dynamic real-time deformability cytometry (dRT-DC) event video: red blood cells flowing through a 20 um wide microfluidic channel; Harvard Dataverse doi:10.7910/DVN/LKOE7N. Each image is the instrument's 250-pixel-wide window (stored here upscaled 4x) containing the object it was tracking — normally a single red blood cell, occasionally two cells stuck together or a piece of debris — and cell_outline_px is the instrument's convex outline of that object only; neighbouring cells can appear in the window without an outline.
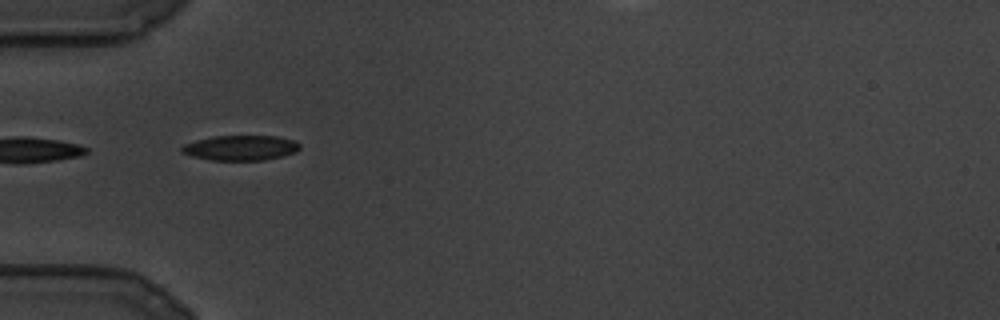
{"species": "common noctule bat (a hibernating species)", "species_latin": "Nyctalus noctula", "temperature_condition": "cold", "stored_images_in_passage": 65, "camera_frame_rate_fps": 3000, "um_per_image_px": 0.085, "animal": {"sex": "male", "body_mass_g": 19.5, "forearm_length_mm": 54.6}, "frame": {"image": 1, "passage_image": 1, "time_ms": 0.0, "image_size_px": [1000, 320], "cell_outline_px": [[300, 148], [296, 152], [284, 156], [264, 160], [212, 160], [192, 156], [180, 152], [180, 148], [184, 144], [196, 140], [212, 136], [276, 136], [296, 140], [300, 144]], "centroid_in_image_um": [20.47, 12.56], "position_along_channel_um": 64.5, "area_um2": 17.4}}
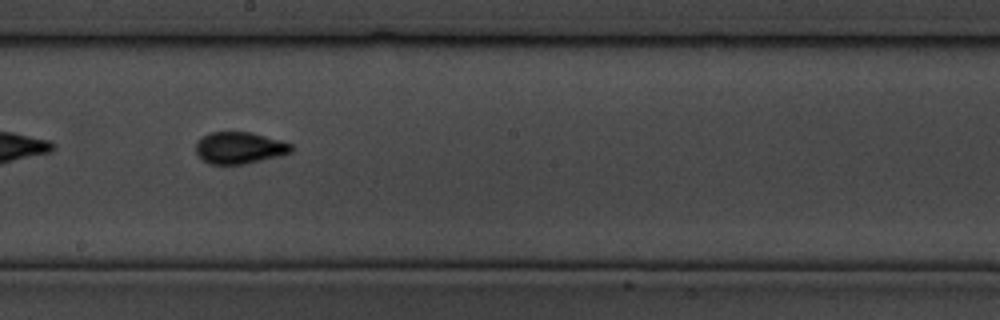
{"frame": {"image": 2, "passage_image": 27, "time_ms": 8.667, "image_size_px": [1000, 320], "cell_outline_px": [[292, 152], [244, 164], [208, 164], [196, 152], [196, 140], [200, 136], [208, 132], [252, 132], [280, 140], [292, 144]], "centroid_in_image_um": [20.31, 12.55], "position_along_channel_um": 227.9, "area_um2": 17.63}}
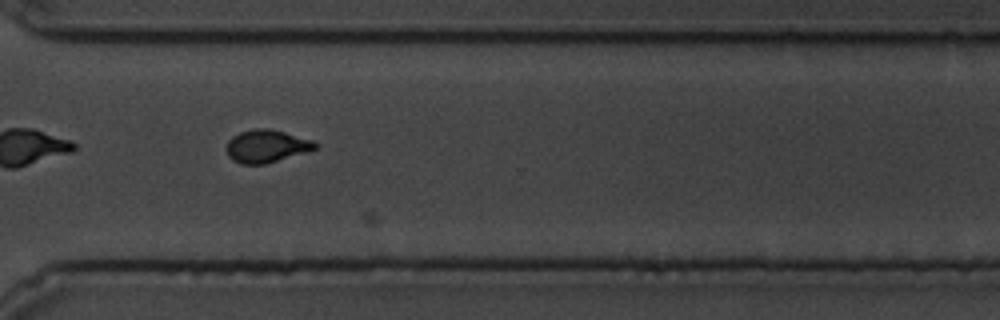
{"frame": {"image": 3, "passage_image": 46, "time_ms": 15.0, "image_size_px": [1000, 320], "cell_outline_px": [[316, 148], [304, 152], [264, 164], [240, 164], [232, 160], [228, 156], [228, 140], [232, 136], [240, 132], [256, 128], [264, 128], [284, 132], [312, 140], [316, 144]], "centroid_in_image_um": [22.6, 12.42], "position_along_channel_um": 348.0, "area_um2": 16.47}}